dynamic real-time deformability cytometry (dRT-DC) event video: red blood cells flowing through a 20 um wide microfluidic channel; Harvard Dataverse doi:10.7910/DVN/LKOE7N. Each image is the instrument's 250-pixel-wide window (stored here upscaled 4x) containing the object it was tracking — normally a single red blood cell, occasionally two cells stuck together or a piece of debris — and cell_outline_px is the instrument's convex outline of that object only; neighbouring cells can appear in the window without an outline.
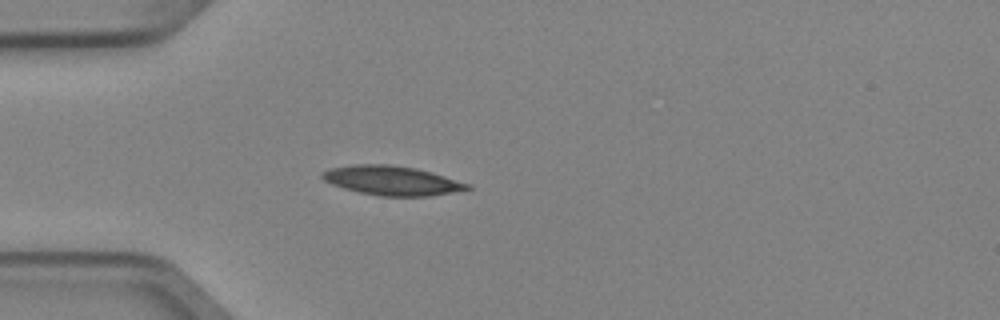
{"species": "Egyptian fruit bat (a non-hibernating species)", "species_latin": "Rousettus aegyptiacus", "temperature_condition": "cold", "stored_images_in_passage": 3, "camera_frame_rate_fps": 3000, "um_per_image_px": 0.085, "animal": {"sex": "female"}, "frame": {"image": 1, "passage_image": 3, "time_ms": 0.667, "image_size_px": [1000, 320], "cell_outline_px": [[472, 188], [452, 192], [428, 196], [380, 196], [360, 192], [344, 188], [332, 184], [324, 180], [320, 176], [320, 172], [332, 168], [356, 164], [388, 164], [416, 168], [432, 172], [472, 184]], "centroid_in_image_um": [33.33, 15.34], "position_along_channel_um": 51.7, "area_um2": 24.74}}